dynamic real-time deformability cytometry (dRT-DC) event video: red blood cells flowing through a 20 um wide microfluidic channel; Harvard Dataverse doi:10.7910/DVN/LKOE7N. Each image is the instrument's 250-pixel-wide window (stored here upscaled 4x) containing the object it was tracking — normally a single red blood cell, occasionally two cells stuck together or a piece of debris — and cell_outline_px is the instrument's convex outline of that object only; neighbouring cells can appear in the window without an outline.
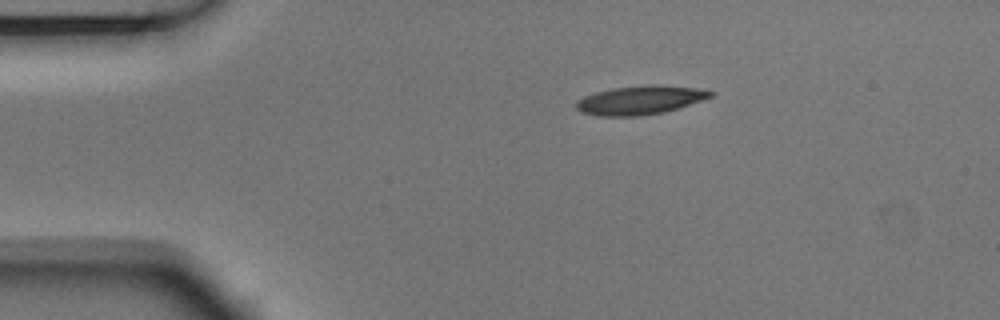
{"species": "Egyptian fruit bat (a non-hibernating species)", "species_latin": "Rousettus aegyptiacus", "temperature_condition": "room temperature", "stored_images_in_passage": 2, "camera_frame_rate_fps": 3000, "um_per_image_px": 0.085, "animal": {"sex": "male"}, "frame": {"image": 1, "passage_image": 1, "time_ms": 0.0, "image_size_px": [1000, 320], "cell_outline_px": [[716, 92], [712, 96], [664, 112], [640, 116], [596, 116], [580, 112], [576, 108], [576, 100], [584, 96], [596, 92], [612, 88], [648, 84], [660, 84], [696, 88]], "centroid_in_image_um": [54.36, 8.5], "position_along_channel_um": 30.6, "area_um2": 22.54}}